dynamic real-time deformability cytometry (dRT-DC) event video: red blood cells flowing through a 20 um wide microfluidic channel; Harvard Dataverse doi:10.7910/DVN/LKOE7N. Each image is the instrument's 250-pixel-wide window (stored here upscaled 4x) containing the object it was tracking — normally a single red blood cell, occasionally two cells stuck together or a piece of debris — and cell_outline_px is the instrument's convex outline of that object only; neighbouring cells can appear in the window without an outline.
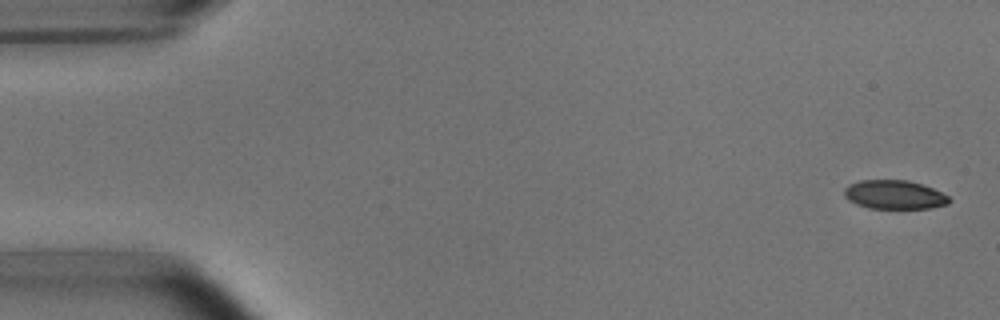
{"species": "common noctule bat (a hibernating species)", "species_latin": "Nyctalus noctula", "temperature_condition": "room temperature", "stored_images_in_passage": 32, "camera_frame_rate_fps": 3000, "um_per_image_px": 0.085, "animal": {"sex": "male", "body_mass_g": 15.6}, "frame": {"image": 1, "passage_image": 1, "time_ms": 0.0, "image_size_px": [1000, 320], "cell_outline_px": [[952, 200], [948, 204], [928, 208], [868, 208], [856, 204], [848, 200], [844, 196], [844, 188], [848, 184], [860, 180], [908, 180], [932, 188], [948, 196]], "centroid_in_image_um": [75.99, 16.54], "position_along_channel_um": 9.0, "area_um2": 17.63}}
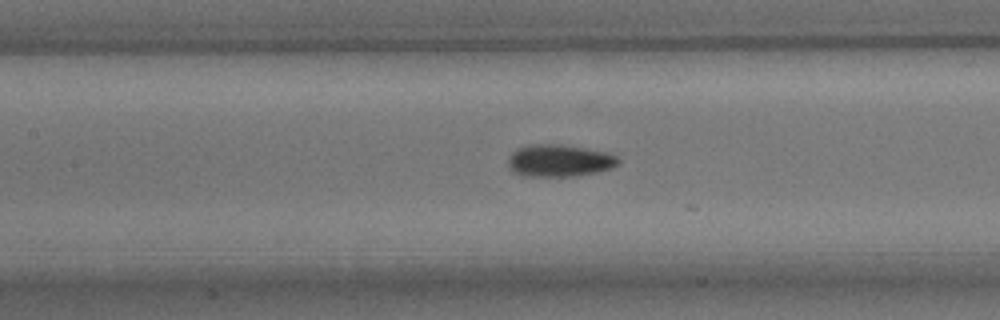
{"frame": {"image": 2, "passage_image": 23, "time_ms": 7.333, "image_size_px": [1000, 320], "cell_outline_px": [[620, 164], [612, 168], [596, 172], [572, 176], [520, 176], [512, 172], [508, 168], [508, 156], [516, 148], [528, 144], [560, 144], [608, 152], [616, 156], [620, 160]], "centroid_in_image_um": [47.5, 13.65], "position_along_channel_um": 159.9, "area_um2": 20.98}}
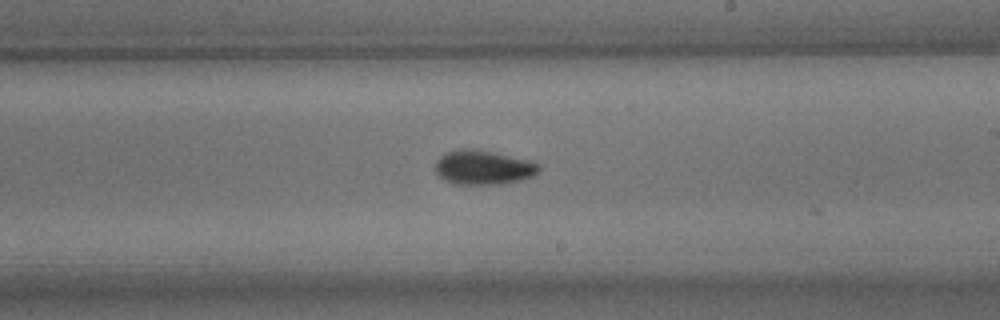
{"frame": {"image": 3, "passage_image": 30, "time_ms": 9.667, "image_size_px": [1000, 320], "cell_outline_px": [[540, 168], [532, 176], [520, 180], [504, 184], [452, 184], [444, 180], [436, 172], [436, 160], [444, 152], [456, 148], [476, 148], [532, 160], [540, 164]], "centroid_in_image_um": [41.06, 14.21], "position_along_channel_um": 247.9, "area_um2": 21.15}}